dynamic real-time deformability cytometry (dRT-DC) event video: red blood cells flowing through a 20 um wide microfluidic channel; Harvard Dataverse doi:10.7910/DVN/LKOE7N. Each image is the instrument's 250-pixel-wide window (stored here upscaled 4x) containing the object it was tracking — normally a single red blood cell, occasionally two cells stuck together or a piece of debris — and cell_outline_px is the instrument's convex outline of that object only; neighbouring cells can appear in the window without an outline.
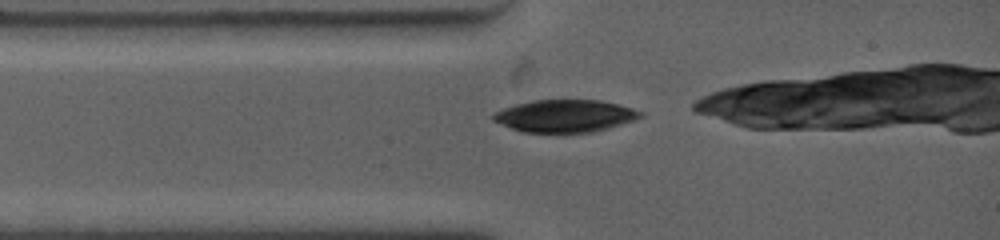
{"species": "common noctule bat (a hibernating species)", "species_latin": "Nyctalus noctula", "temperature_condition": "warm", "stored_images_in_passage": 32, "camera_frame_rate_fps": 4500, "um_per_image_px": 0.085, "animal": {"sex": "female", "body_mass_g": 19.0, "forearm_length_mm": 53.3}, "frame": {"image": 1, "passage_image": 1, "time_ms": 0.0, "image_size_px": [1000, 240], "cell_outline_px": [[644, 116], [636, 120], [608, 128], [592, 132], [524, 132], [512, 128], [492, 120], [492, 116], [496, 112], [504, 108], [516, 104], [532, 100], [600, 100], [632, 108], [644, 112]], "centroid_in_image_um": [48.06, 9.85], "position_along_channel_um": 36.9, "area_um2": 27.63}}
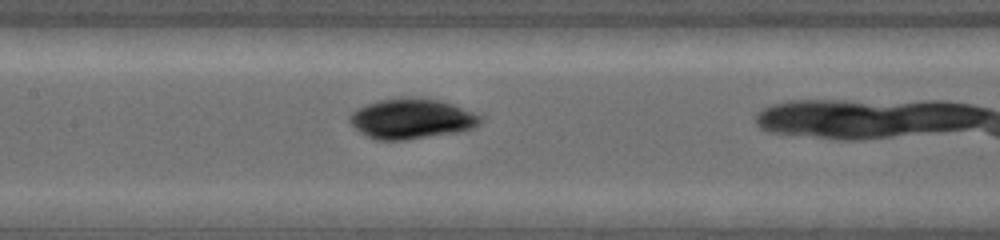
{"frame": {"image": 2, "passage_image": 10, "time_ms": 3.556, "image_size_px": [1000, 240], "cell_outline_px": [[484, 116], [480, 124], [476, 128], [460, 132], [404, 140], [376, 140], [360, 132], [348, 120], [348, 116], [356, 108], [380, 100], [400, 96], [408, 96], [436, 100], [452, 104]], "centroid_in_image_um": [35.01, 10.09], "position_along_channel_um": 172.4, "area_um2": 30.87}}
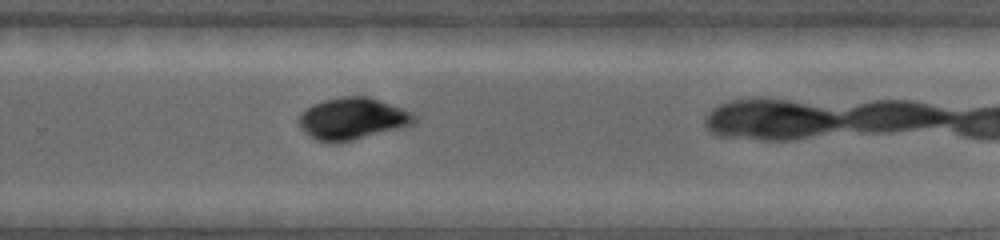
{"frame": {"image": 3, "passage_image": 19, "time_ms": 6.889, "image_size_px": [1000, 240], "cell_outline_px": [[416, 120], [412, 124], [404, 128], [336, 144], [316, 140], [308, 136], [300, 128], [300, 112], [312, 104], [324, 100], [340, 96], [368, 96], [412, 112], [416, 116]], "centroid_in_image_um": [29.95, 10.1], "position_along_channel_um": 299.9, "area_um2": 28.44}}